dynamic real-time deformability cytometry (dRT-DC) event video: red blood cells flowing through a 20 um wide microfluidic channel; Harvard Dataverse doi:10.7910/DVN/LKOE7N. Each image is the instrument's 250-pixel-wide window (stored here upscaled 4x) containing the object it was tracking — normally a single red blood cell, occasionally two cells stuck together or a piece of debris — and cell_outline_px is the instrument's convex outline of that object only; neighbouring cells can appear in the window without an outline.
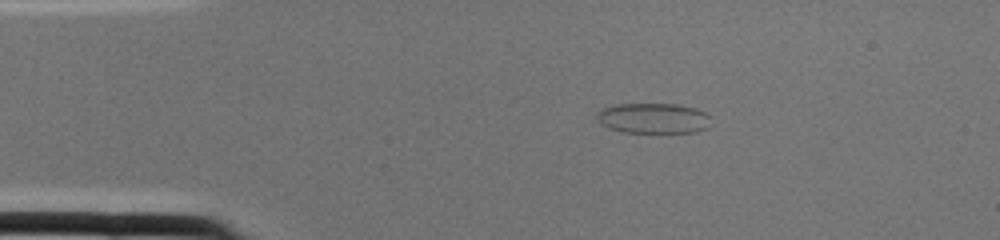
{"species": "common noctule bat (a hibernating species)", "species_latin": "Nyctalus noctula", "temperature_condition": "cold", "stored_images_in_passage": 1, "camera_frame_rate_fps": 3000, "um_per_image_px": 0.085, "animal": {"sex": "female", "body_mass_g": 22.0, "forearm_length_mm": 56.7}, "frame": {"image": 1, "passage_image": 1, "time_ms": 0.0, "image_size_px": [1000, 240], "cell_outline_px": [[712, 116], [708, 128], [696, 132], [624, 132], [608, 128], [600, 124], [596, 116], [596, 112], [600, 108], [616, 104], [680, 104], [696, 108]], "centroid_in_image_um": [55.53, 10.04], "position_along_channel_um": 29.5, "area_um2": 20.52}}